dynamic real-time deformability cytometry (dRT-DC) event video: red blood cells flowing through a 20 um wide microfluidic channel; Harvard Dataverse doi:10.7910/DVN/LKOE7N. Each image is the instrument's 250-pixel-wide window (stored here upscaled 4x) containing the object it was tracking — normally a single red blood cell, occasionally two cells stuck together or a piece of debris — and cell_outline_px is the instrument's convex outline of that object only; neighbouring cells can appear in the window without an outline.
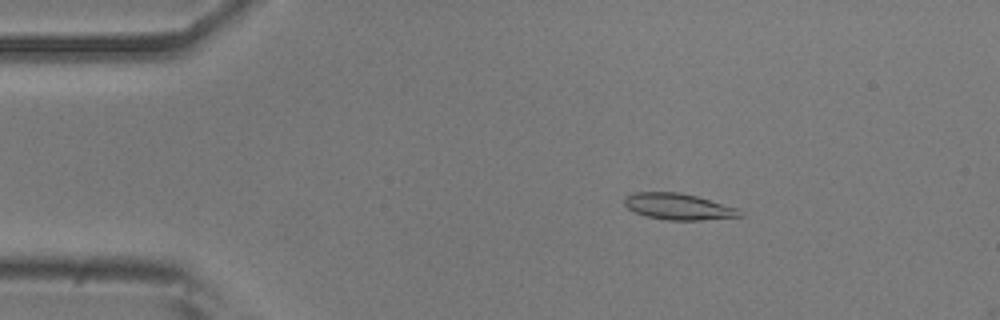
{"species": "common noctule bat (a hibernating species)", "species_latin": "Nyctalus noctula", "temperature_condition": "room temperature", "stored_images_in_passage": 13, "camera_frame_rate_fps": 3000, "um_per_image_px": 0.085, "animal": {"sex": "male", "body_mass_g": 20.5, "forearm_length_mm": 52.5}, "frame": {"image": 1, "passage_image": 8, "time_ms": 2.333, "image_size_px": [1000, 320], "cell_outline_px": [[744, 216], [700, 220], [668, 220], [648, 216], [636, 212], [628, 208], [624, 204], [624, 200], [628, 196], [636, 192], [680, 192], [696, 196], [740, 208], [744, 212]], "centroid_in_image_um": [57.74, 17.56], "position_along_channel_um": 27.3, "area_um2": 17.63}}